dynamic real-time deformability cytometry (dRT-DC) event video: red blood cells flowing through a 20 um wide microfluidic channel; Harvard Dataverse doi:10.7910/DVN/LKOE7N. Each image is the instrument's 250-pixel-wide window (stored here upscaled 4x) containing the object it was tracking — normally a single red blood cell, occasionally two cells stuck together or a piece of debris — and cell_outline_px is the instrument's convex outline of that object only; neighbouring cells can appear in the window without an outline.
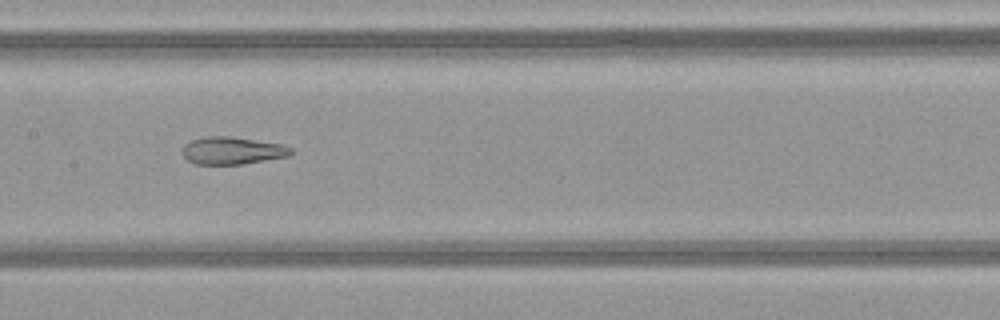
{"species": "common noctule bat (a hibernating species)", "species_latin": "Nyctalus noctula", "temperature_condition": "warm", "stored_images_in_passage": 49, "segment_of_instrument_passage": [1, 2], "camera_frame_rate_fps": 3000, "um_per_image_px": 0.085, "animal": {"sex": "female", "body_mass_g": 21.9}, "frame": {"image": 1, "passage_image": 26, "time_ms": 8.333, "image_size_px": [1000, 320], "cell_outline_px": [[292, 152], [288, 156], [240, 164], [196, 164], [188, 160], [180, 152], [180, 148], [184, 144], [192, 140], [204, 136], [228, 136], [280, 144], [292, 148]], "centroid_in_image_um": [19.66, 12.79], "position_along_channel_um": 187.7, "area_um2": 17.22}}
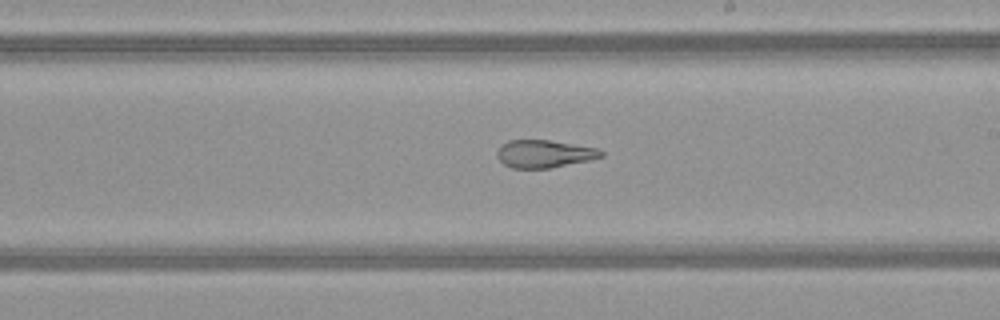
{"frame": {"image": 2, "passage_image": 30, "time_ms": 9.667, "image_size_px": [1000, 320], "cell_outline_px": [[604, 156], [588, 160], [548, 168], [512, 168], [504, 164], [496, 156], [496, 152], [500, 144], [508, 140], [548, 140], [600, 148], [604, 152]], "centroid_in_image_um": [46.24, 13.06], "position_along_channel_um": 242.8, "area_um2": 16.82}}
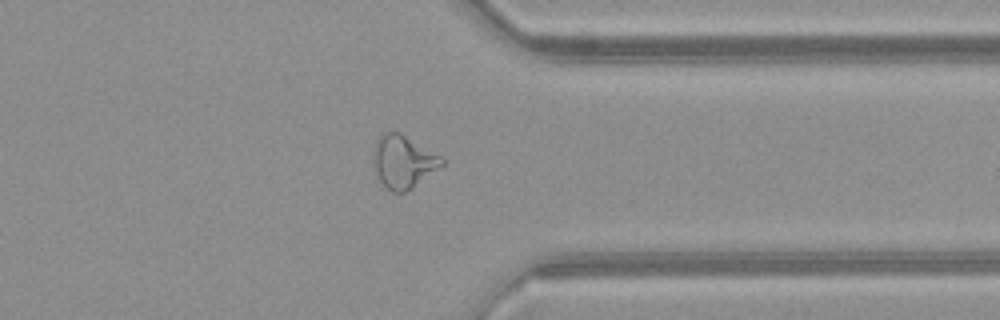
{"frame": {"image": 3, "passage_image": 40, "time_ms": 13.0, "image_size_px": [1000, 320], "cell_outline_px": [[444, 164], [412, 188], [404, 192], [392, 192], [384, 188], [372, 164], [376, 140], [384, 132], [392, 128], [400, 132], [440, 156], [444, 160]], "centroid_in_image_um": [34.24, 13.72], "position_along_channel_um": 377.2, "area_um2": 21.1}}